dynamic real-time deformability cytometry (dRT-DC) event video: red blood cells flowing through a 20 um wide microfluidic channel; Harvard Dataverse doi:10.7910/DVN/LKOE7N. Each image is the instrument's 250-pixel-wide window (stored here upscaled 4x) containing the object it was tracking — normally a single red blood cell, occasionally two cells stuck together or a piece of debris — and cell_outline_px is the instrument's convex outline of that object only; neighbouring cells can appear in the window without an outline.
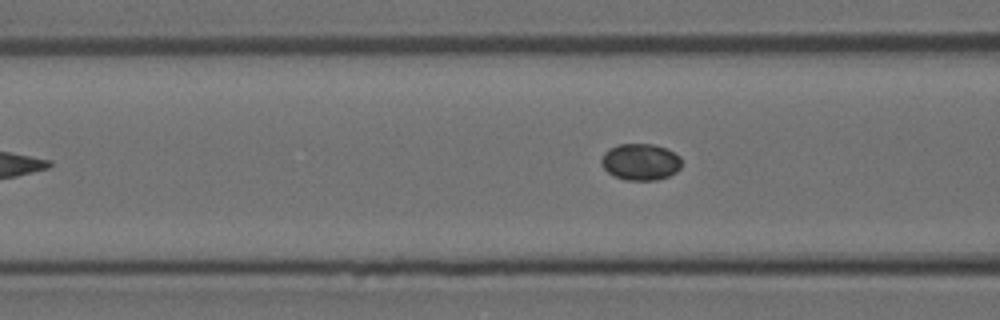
{"species": "Egyptian fruit bat (a non-hibernating species)", "species_latin": "Rousettus aegyptiacus", "temperature_condition": "room temperature", "stored_images_in_passage": 3, "camera_frame_rate_fps": 3000, "um_per_image_px": 0.085, "animal": {"sex": "female"}, "frame": {"image": 1, "passage_image": 3, "time_ms": 3.333, "image_size_px": [1000, 320], "cell_outline_px": [[680, 168], [676, 172], [668, 176], [656, 180], [624, 180], [612, 176], [600, 164], [600, 160], [604, 152], [620, 144], [652, 144], [668, 148], [680, 156]], "centroid_in_image_um": [54.43, 13.77], "position_along_channel_um": 112.2, "area_um2": 17.22}}